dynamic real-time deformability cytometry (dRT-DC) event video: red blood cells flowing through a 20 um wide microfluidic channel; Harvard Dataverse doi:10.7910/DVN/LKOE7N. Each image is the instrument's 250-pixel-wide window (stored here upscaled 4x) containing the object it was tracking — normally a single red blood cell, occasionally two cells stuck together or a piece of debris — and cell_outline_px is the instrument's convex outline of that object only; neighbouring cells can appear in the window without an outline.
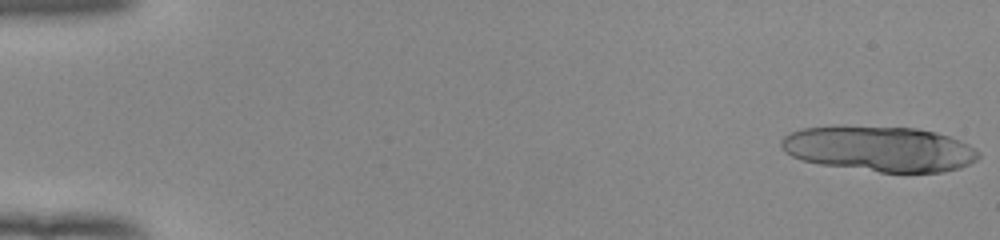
{"species": "human", "species_latin": "Homo sapiens", "temperature_condition": "room temperature", "stored_images_in_passage": 17, "camera_frame_rate_fps": 3000, "um_per_image_px": 0.085, "donor": {"sex": "female"}, "frame": {"image": 1, "passage_image": 1, "time_ms": 0.0, "image_size_px": [1000, 240], "cell_outline_px": [[980, 156], [976, 160], [960, 168], [944, 172], [880, 172], [820, 164], [800, 160], [784, 152], [780, 148], [780, 140], [784, 136], [792, 132], [804, 128], [840, 124], [844, 124], [916, 128], [936, 132], [960, 140], [976, 148], [980, 152]], "centroid_in_image_um": [74.72, 12.62], "position_along_channel_um": 10.3, "area_um2": 53.06}}